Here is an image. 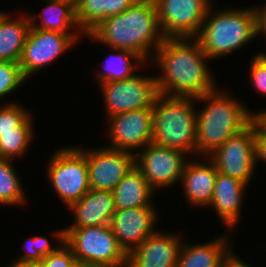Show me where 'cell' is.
<instances>
[{
	"label": "cell",
	"mask_w": 266,
	"mask_h": 267,
	"mask_svg": "<svg viewBox=\"0 0 266 267\" xmlns=\"http://www.w3.org/2000/svg\"><path fill=\"white\" fill-rule=\"evenodd\" d=\"M210 60L193 37L165 38L152 58L162 72L156 77L158 93L197 98L214 91Z\"/></svg>",
	"instance_id": "obj_1"
},
{
	"label": "cell",
	"mask_w": 266,
	"mask_h": 267,
	"mask_svg": "<svg viewBox=\"0 0 266 267\" xmlns=\"http://www.w3.org/2000/svg\"><path fill=\"white\" fill-rule=\"evenodd\" d=\"M84 37L99 41L111 49L134 52L146 63L152 61L153 54L165 39L154 0L136 1L122 13L103 19ZM151 49L154 50L153 54Z\"/></svg>",
	"instance_id": "obj_2"
},
{
	"label": "cell",
	"mask_w": 266,
	"mask_h": 267,
	"mask_svg": "<svg viewBox=\"0 0 266 267\" xmlns=\"http://www.w3.org/2000/svg\"><path fill=\"white\" fill-rule=\"evenodd\" d=\"M197 97L198 102H208L203 110H196V155L208 157L231 136L247 127L253 112L244 104L219 90Z\"/></svg>",
	"instance_id": "obj_3"
},
{
	"label": "cell",
	"mask_w": 266,
	"mask_h": 267,
	"mask_svg": "<svg viewBox=\"0 0 266 267\" xmlns=\"http://www.w3.org/2000/svg\"><path fill=\"white\" fill-rule=\"evenodd\" d=\"M213 11L211 5L203 25L193 37L211 60L235 53L258 36L255 7Z\"/></svg>",
	"instance_id": "obj_4"
},
{
	"label": "cell",
	"mask_w": 266,
	"mask_h": 267,
	"mask_svg": "<svg viewBox=\"0 0 266 267\" xmlns=\"http://www.w3.org/2000/svg\"><path fill=\"white\" fill-rule=\"evenodd\" d=\"M194 97L159 94L153 105L152 142L196 154V111Z\"/></svg>",
	"instance_id": "obj_5"
},
{
	"label": "cell",
	"mask_w": 266,
	"mask_h": 267,
	"mask_svg": "<svg viewBox=\"0 0 266 267\" xmlns=\"http://www.w3.org/2000/svg\"><path fill=\"white\" fill-rule=\"evenodd\" d=\"M64 242L76 261L98 267H127L128 254L118 244L110 225L64 227Z\"/></svg>",
	"instance_id": "obj_6"
},
{
	"label": "cell",
	"mask_w": 266,
	"mask_h": 267,
	"mask_svg": "<svg viewBox=\"0 0 266 267\" xmlns=\"http://www.w3.org/2000/svg\"><path fill=\"white\" fill-rule=\"evenodd\" d=\"M53 154L46 168L48 180L69 208L90 190L86 148L66 146Z\"/></svg>",
	"instance_id": "obj_7"
},
{
	"label": "cell",
	"mask_w": 266,
	"mask_h": 267,
	"mask_svg": "<svg viewBox=\"0 0 266 267\" xmlns=\"http://www.w3.org/2000/svg\"><path fill=\"white\" fill-rule=\"evenodd\" d=\"M99 85L107 109V119L123 112L153 108L159 95L156 75L149 77L135 74L126 80L104 82Z\"/></svg>",
	"instance_id": "obj_8"
},
{
	"label": "cell",
	"mask_w": 266,
	"mask_h": 267,
	"mask_svg": "<svg viewBox=\"0 0 266 267\" xmlns=\"http://www.w3.org/2000/svg\"><path fill=\"white\" fill-rule=\"evenodd\" d=\"M254 121L231 136L208 157L218 172L236 178L247 186L255 174Z\"/></svg>",
	"instance_id": "obj_9"
},
{
	"label": "cell",
	"mask_w": 266,
	"mask_h": 267,
	"mask_svg": "<svg viewBox=\"0 0 266 267\" xmlns=\"http://www.w3.org/2000/svg\"><path fill=\"white\" fill-rule=\"evenodd\" d=\"M81 35L83 37L86 34H65L30 27L18 62L23 76L28 79L53 63L68 48L74 46Z\"/></svg>",
	"instance_id": "obj_10"
},
{
	"label": "cell",
	"mask_w": 266,
	"mask_h": 267,
	"mask_svg": "<svg viewBox=\"0 0 266 267\" xmlns=\"http://www.w3.org/2000/svg\"><path fill=\"white\" fill-rule=\"evenodd\" d=\"M185 152L150 143L135 155V166L142 172L149 185L157 189L173 186L181 181L186 164Z\"/></svg>",
	"instance_id": "obj_11"
},
{
	"label": "cell",
	"mask_w": 266,
	"mask_h": 267,
	"mask_svg": "<svg viewBox=\"0 0 266 267\" xmlns=\"http://www.w3.org/2000/svg\"><path fill=\"white\" fill-rule=\"evenodd\" d=\"M165 38L194 37L203 25L212 0H154Z\"/></svg>",
	"instance_id": "obj_12"
},
{
	"label": "cell",
	"mask_w": 266,
	"mask_h": 267,
	"mask_svg": "<svg viewBox=\"0 0 266 267\" xmlns=\"http://www.w3.org/2000/svg\"><path fill=\"white\" fill-rule=\"evenodd\" d=\"M108 120L107 135L111 146H107L110 148L136 155L137 150L152 143L153 108L119 113Z\"/></svg>",
	"instance_id": "obj_13"
},
{
	"label": "cell",
	"mask_w": 266,
	"mask_h": 267,
	"mask_svg": "<svg viewBox=\"0 0 266 267\" xmlns=\"http://www.w3.org/2000/svg\"><path fill=\"white\" fill-rule=\"evenodd\" d=\"M89 186L93 190L113 191L122 178L135 166V154L112 149H86Z\"/></svg>",
	"instance_id": "obj_14"
},
{
	"label": "cell",
	"mask_w": 266,
	"mask_h": 267,
	"mask_svg": "<svg viewBox=\"0 0 266 267\" xmlns=\"http://www.w3.org/2000/svg\"><path fill=\"white\" fill-rule=\"evenodd\" d=\"M156 211L154 206L116 209L109 225L118 244L127 254L148 236L157 232L155 231L158 220Z\"/></svg>",
	"instance_id": "obj_15"
},
{
	"label": "cell",
	"mask_w": 266,
	"mask_h": 267,
	"mask_svg": "<svg viewBox=\"0 0 266 267\" xmlns=\"http://www.w3.org/2000/svg\"><path fill=\"white\" fill-rule=\"evenodd\" d=\"M182 240L179 233L157 231L128 253L127 267H176Z\"/></svg>",
	"instance_id": "obj_16"
},
{
	"label": "cell",
	"mask_w": 266,
	"mask_h": 267,
	"mask_svg": "<svg viewBox=\"0 0 266 267\" xmlns=\"http://www.w3.org/2000/svg\"><path fill=\"white\" fill-rule=\"evenodd\" d=\"M208 163L187 161L181 176L187 203L191 206L209 207L214 195L217 168L208 157ZM189 201V202H188Z\"/></svg>",
	"instance_id": "obj_17"
},
{
	"label": "cell",
	"mask_w": 266,
	"mask_h": 267,
	"mask_svg": "<svg viewBox=\"0 0 266 267\" xmlns=\"http://www.w3.org/2000/svg\"><path fill=\"white\" fill-rule=\"evenodd\" d=\"M247 187L242 181L217 172L210 207H213L221 222L229 229L239 221L243 196Z\"/></svg>",
	"instance_id": "obj_18"
},
{
	"label": "cell",
	"mask_w": 266,
	"mask_h": 267,
	"mask_svg": "<svg viewBox=\"0 0 266 267\" xmlns=\"http://www.w3.org/2000/svg\"><path fill=\"white\" fill-rule=\"evenodd\" d=\"M68 209L75 214L73 225L68 227L109 225L116 211L113 192L90 189Z\"/></svg>",
	"instance_id": "obj_19"
},
{
	"label": "cell",
	"mask_w": 266,
	"mask_h": 267,
	"mask_svg": "<svg viewBox=\"0 0 266 267\" xmlns=\"http://www.w3.org/2000/svg\"><path fill=\"white\" fill-rule=\"evenodd\" d=\"M228 238L223 234L203 244L183 241L176 267H222L224 257L231 249Z\"/></svg>",
	"instance_id": "obj_20"
},
{
	"label": "cell",
	"mask_w": 266,
	"mask_h": 267,
	"mask_svg": "<svg viewBox=\"0 0 266 267\" xmlns=\"http://www.w3.org/2000/svg\"><path fill=\"white\" fill-rule=\"evenodd\" d=\"M46 6L42 10L41 24L37 25L38 16L28 15L32 28L57 31L65 34H85L76 21L75 0H43ZM72 29V31H70ZM76 30V31H75Z\"/></svg>",
	"instance_id": "obj_21"
},
{
	"label": "cell",
	"mask_w": 266,
	"mask_h": 267,
	"mask_svg": "<svg viewBox=\"0 0 266 267\" xmlns=\"http://www.w3.org/2000/svg\"><path fill=\"white\" fill-rule=\"evenodd\" d=\"M112 192L115 208L119 210L154 205L151 197L155 190L136 166L122 178Z\"/></svg>",
	"instance_id": "obj_22"
},
{
	"label": "cell",
	"mask_w": 266,
	"mask_h": 267,
	"mask_svg": "<svg viewBox=\"0 0 266 267\" xmlns=\"http://www.w3.org/2000/svg\"><path fill=\"white\" fill-rule=\"evenodd\" d=\"M30 27L27 14L11 19L5 11L0 17V61L19 62Z\"/></svg>",
	"instance_id": "obj_23"
},
{
	"label": "cell",
	"mask_w": 266,
	"mask_h": 267,
	"mask_svg": "<svg viewBox=\"0 0 266 267\" xmlns=\"http://www.w3.org/2000/svg\"><path fill=\"white\" fill-rule=\"evenodd\" d=\"M138 0H75L76 21L88 34L103 19L116 16Z\"/></svg>",
	"instance_id": "obj_24"
},
{
	"label": "cell",
	"mask_w": 266,
	"mask_h": 267,
	"mask_svg": "<svg viewBox=\"0 0 266 267\" xmlns=\"http://www.w3.org/2000/svg\"><path fill=\"white\" fill-rule=\"evenodd\" d=\"M113 50L115 53L110 55V59L102 61L103 70L96 73L95 78L99 84L131 78L135 75L133 71L138 64L146 65V62L134 52L115 48Z\"/></svg>",
	"instance_id": "obj_25"
},
{
	"label": "cell",
	"mask_w": 266,
	"mask_h": 267,
	"mask_svg": "<svg viewBox=\"0 0 266 267\" xmlns=\"http://www.w3.org/2000/svg\"><path fill=\"white\" fill-rule=\"evenodd\" d=\"M11 162L9 159L0 158V204L23 205L26 203V194Z\"/></svg>",
	"instance_id": "obj_26"
},
{
	"label": "cell",
	"mask_w": 266,
	"mask_h": 267,
	"mask_svg": "<svg viewBox=\"0 0 266 267\" xmlns=\"http://www.w3.org/2000/svg\"><path fill=\"white\" fill-rule=\"evenodd\" d=\"M22 104L9 102L0 104V133L33 132L35 127L30 110L27 111Z\"/></svg>",
	"instance_id": "obj_27"
},
{
	"label": "cell",
	"mask_w": 266,
	"mask_h": 267,
	"mask_svg": "<svg viewBox=\"0 0 266 267\" xmlns=\"http://www.w3.org/2000/svg\"><path fill=\"white\" fill-rule=\"evenodd\" d=\"M34 138V132L0 133V158L14 160L21 157Z\"/></svg>",
	"instance_id": "obj_28"
},
{
	"label": "cell",
	"mask_w": 266,
	"mask_h": 267,
	"mask_svg": "<svg viewBox=\"0 0 266 267\" xmlns=\"http://www.w3.org/2000/svg\"><path fill=\"white\" fill-rule=\"evenodd\" d=\"M26 80L19 63L0 61V100L16 91Z\"/></svg>",
	"instance_id": "obj_29"
},
{
	"label": "cell",
	"mask_w": 266,
	"mask_h": 267,
	"mask_svg": "<svg viewBox=\"0 0 266 267\" xmlns=\"http://www.w3.org/2000/svg\"><path fill=\"white\" fill-rule=\"evenodd\" d=\"M52 236L56 237L59 247L43 257L41 261L43 267H71L76 259L71 248L64 242V228L57 229Z\"/></svg>",
	"instance_id": "obj_30"
},
{
	"label": "cell",
	"mask_w": 266,
	"mask_h": 267,
	"mask_svg": "<svg viewBox=\"0 0 266 267\" xmlns=\"http://www.w3.org/2000/svg\"><path fill=\"white\" fill-rule=\"evenodd\" d=\"M50 240L42 236L28 237L23 245L25 254L18 257L16 260L21 261H42L50 253L54 252L59 246L53 247Z\"/></svg>",
	"instance_id": "obj_31"
},
{
	"label": "cell",
	"mask_w": 266,
	"mask_h": 267,
	"mask_svg": "<svg viewBox=\"0 0 266 267\" xmlns=\"http://www.w3.org/2000/svg\"><path fill=\"white\" fill-rule=\"evenodd\" d=\"M250 65V82L262 96L266 95V53L259 52L253 56Z\"/></svg>",
	"instance_id": "obj_32"
},
{
	"label": "cell",
	"mask_w": 266,
	"mask_h": 267,
	"mask_svg": "<svg viewBox=\"0 0 266 267\" xmlns=\"http://www.w3.org/2000/svg\"><path fill=\"white\" fill-rule=\"evenodd\" d=\"M255 161L266 162V133L254 122Z\"/></svg>",
	"instance_id": "obj_33"
},
{
	"label": "cell",
	"mask_w": 266,
	"mask_h": 267,
	"mask_svg": "<svg viewBox=\"0 0 266 267\" xmlns=\"http://www.w3.org/2000/svg\"><path fill=\"white\" fill-rule=\"evenodd\" d=\"M232 249L233 247L224 257L222 267H252L250 266V264H247L245 261H242V258L240 259V257H238V255H236Z\"/></svg>",
	"instance_id": "obj_34"
},
{
	"label": "cell",
	"mask_w": 266,
	"mask_h": 267,
	"mask_svg": "<svg viewBox=\"0 0 266 267\" xmlns=\"http://www.w3.org/2000/svg\"><path fill=\"white\" fill-rule=\"evenodd\" d=\"M257 12L258 36L263 34L266 38V4L263 7H255Z\"/></svg>",
	"instance_id": "obj_35"
},
{
	"label": "cell",
	"mask_w": 266,
	"mask_h": 267,
	"mask_svg": "<svg viewBox=\"0 0 266 267\" xmlns=\"http://www.w3.org/2000/svg\"><path fill=\"white\" fill-rule=\"evenodd\" d=\"M266 110V109H265ZM253 112V121L266 133V111Z\"/></svg>",
	"instance_id": "obj_36"
},
{
	"label": "cell",
	"mask_w": 266,
	"mask_h": 267,
	"mask_svg": "<svg viewBox=\"0 0 266 267\" xmlns=\"http://www.w3.org/2000/svg\"><path fill=\"white\" fill-rule=\"evenodd\" d=\"M8 267H43L41 261L14 260Z\"/></svg>",
	"instance_id": "obj_37"
},
{
	"label": "cell",
	"mask_w": 266,
	"mask_h": 267,
	"mask_svg": "<svg viewBox=\"0 0 266 267\" xmlns=\"http://www.w3.org/2000/svg\"><path fill=\"white\" fill-rule=\"evenodd\" d=\"M71 267H94L84 262L75 261Z\"/></svg>",
	"instance_id": "obj_38"
},
{
	"label": "cell",
	"mask_w": 266,
	"mask_h": 267,
	"mask_svg": "<svg viewBox=\"0 0 266 267\" xmlns=\"http://www.w3.org/2000/svg\"><path fill=\"white\" fill-rule=\"evenodd\" d=\"M5 12H3V11H0V17L4 14Z\"/></svg>",
	"instance_id": "obj_39"
}]
</instances>
